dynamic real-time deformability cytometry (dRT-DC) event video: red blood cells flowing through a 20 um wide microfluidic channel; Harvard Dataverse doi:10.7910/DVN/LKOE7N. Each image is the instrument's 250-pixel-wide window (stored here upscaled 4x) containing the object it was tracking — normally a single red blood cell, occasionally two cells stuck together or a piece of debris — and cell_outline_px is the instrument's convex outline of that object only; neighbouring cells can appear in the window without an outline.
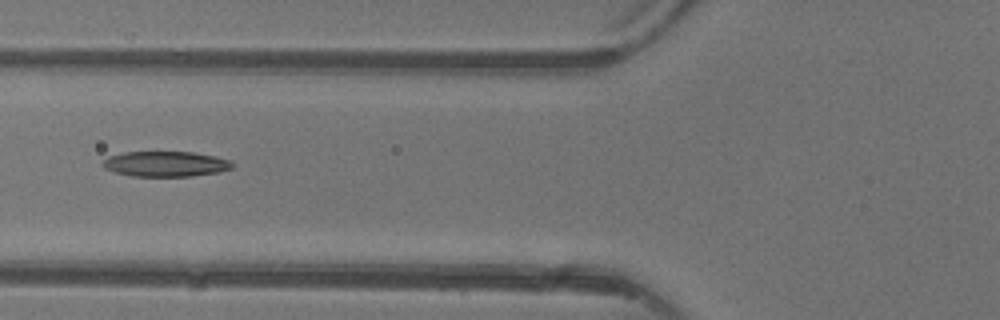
{"species": "common noctule bat (a hibernating species)", "species_latin": "Nyctalus noctula", "temperature_condition": "warm", "stored_images_in_passage": 5, "camera_frame_rate_fps": 3000, "um_per_image_px": 0.085, "animal": {"sex": "female"}, "frame": {"image": 1, "passage_image": 5, "time_ms": 5.333, "image_size_px": [1000, 320], "cell_outline_px": [[232, 168], [220, 172], [192, 176], [132, 176], [116, 172], [104, 168], [100, 164], [108, 156], [124, 152], [192, 152], [216, 156], [228, 160], [232, 164]], "centroid_in_image_um": [14.05, 13.93], "position_along_channel_um": 111.7, "area_um2": 19.07}}